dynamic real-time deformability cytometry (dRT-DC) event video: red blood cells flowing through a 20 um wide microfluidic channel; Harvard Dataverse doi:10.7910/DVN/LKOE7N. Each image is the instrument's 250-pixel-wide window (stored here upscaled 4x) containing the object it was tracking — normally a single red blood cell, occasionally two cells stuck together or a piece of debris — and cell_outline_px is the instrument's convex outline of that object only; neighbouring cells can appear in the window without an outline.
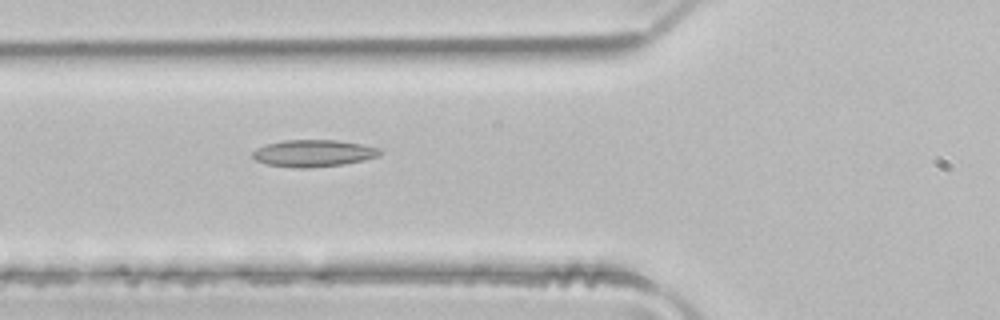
{"species": "common noctule bat (a hibernating species)", "species_latin": "Nyctalus noctula", "temperature_condition": "room temperature", "stored_images_in_passage": 3, "camera_frame_rate_fps": 3000, "um_per_image_px": 0.085, "animal": {"sex": "male", "body_mass_g": 21.5, "forearm_length_mm": 52.0}, "frame": {"image": 1, "passage_image": 3, "time_ms": 0.667, "image_size_px": [1000, 320], "cell_outline_px": [[384, 152], [380, 156], [364, 160], [344, 164], [308, 168], [300, 168], [268, 164], [256, 160], [252, 156], [252, 152], [256, 148], [268, 144], [284, 140], [336, 140], [360, 144], [380, 148]], "centroid_in_image_um": [26.69, 13.02], "position_along_channel_um": 99.1, "area_um2": 19.94}}